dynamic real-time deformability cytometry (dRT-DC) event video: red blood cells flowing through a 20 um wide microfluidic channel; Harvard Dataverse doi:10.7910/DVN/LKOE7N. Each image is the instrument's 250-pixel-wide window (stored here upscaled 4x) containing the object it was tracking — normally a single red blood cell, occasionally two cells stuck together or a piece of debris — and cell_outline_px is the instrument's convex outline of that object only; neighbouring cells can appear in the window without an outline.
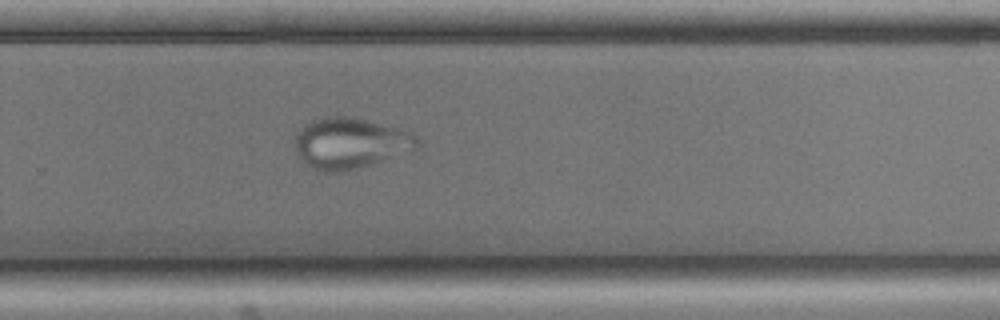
{"species": "common noctule bat (a hibernating species)", "species_latin": "Nyctalus noctula", "temperature_condition": "cold", "stored_images_in_passage": 55, "camera_frame_rate_fps": 3000, "um_per_image_px": 0.085, "animal": {"sex": "male", "body_mass_g": 17.9, "forearm_length_mm": 54.2}, "frame": {"image": 1, "passage_image": 36, "time_ms": 11.667, "image_size_px": [1000, 320], "cell_outline_px": [[420, 144], [416, 148], [360, 168], [340, 172], [324, 172], [312, 168], [296, 152], [296, 132], [304, 124], [312, 120], [328, 116], [344, 116], [364, 120], [400, 128], [412, 132], [416, 136]], "centroid_in_image_um": [29.75, 12.16], "position_along_channel_um": 300.0, "area_um2": 35.84}}
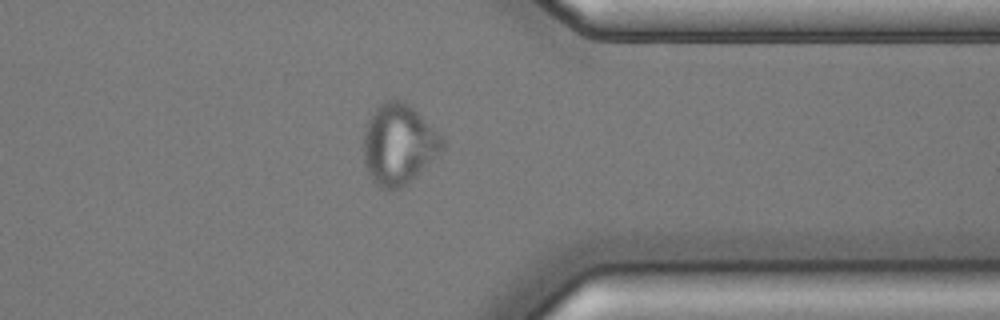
{"frame": {"image": 2, "passage_image": 43, "time_ms": 14.0, "image_size_px": [1000, 320], "cell_outline_px": [[448, 144], [408, 184], [400, 188], [388, 192], [380, 188], [368, 176], [364, 164], [364, 132], [368, 120], [376, 108], [380, 104], [388, 100], [400, 100], [408, 104], [444, 136], [448, 140]], "centroid_in_image_um": [33.91, 12.31], "position_along_channel_um": 377.5, "area_um2": 37.34}}